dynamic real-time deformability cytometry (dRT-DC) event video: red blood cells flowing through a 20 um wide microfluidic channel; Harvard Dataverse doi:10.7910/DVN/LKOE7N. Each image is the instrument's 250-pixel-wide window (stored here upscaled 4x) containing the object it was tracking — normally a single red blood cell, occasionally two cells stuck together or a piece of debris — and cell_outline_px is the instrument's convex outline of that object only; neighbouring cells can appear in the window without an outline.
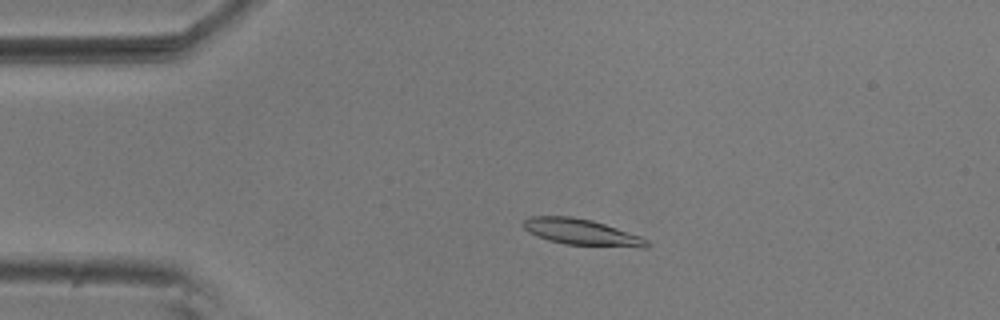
{"species": "common noctule bat (a hibernating species)", "species_latin": "Nyctalus noctula", "temperature_condition": "room temperature", "stored_images_in_passage": 52, "camera_frame_rate_fps": 3000, "um_per_image_px": 0.085, "animal": {"sex": "male", "body_mass_g": 20.5, "forearm_length_mm": 52.5}, "frame": {"image": 1, "passage_image": 11, "time_ms": 3.333, "image_size_px": [1000, 320], "cell_outline_px": [[652, 244], [648, 248], [640, 248], [564, 244], [548, 240], [536, 236], [528, 232], [520, 224], [528, 216], [572, 216], [592, 220], [640, 236], [648, 240]], "centroid_in_image_um": [49.43, 19.74], "position_along_channel_um": 35.6, "area_um2": 19.13}}
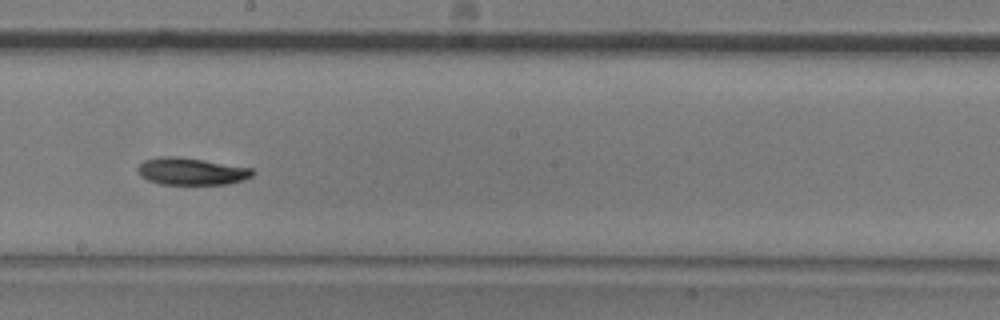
{"frame": {"image": 2, "passage_image": 30, "time_ms": 9.667, "image_size_px": [1000, 320], "cell_outline_px": [[256, 172], [252, 176], [244, 180], [228, 184], [160, 184], [148, 180], [140, 176], [136, 168], [144, 160], [160, 156], [176, 156], [204, 160], [252, 168]], "centroid_in_image_um": [16.27, 14.56], "position_along_channel_um": 231.9, "area_um2": 18.26}}
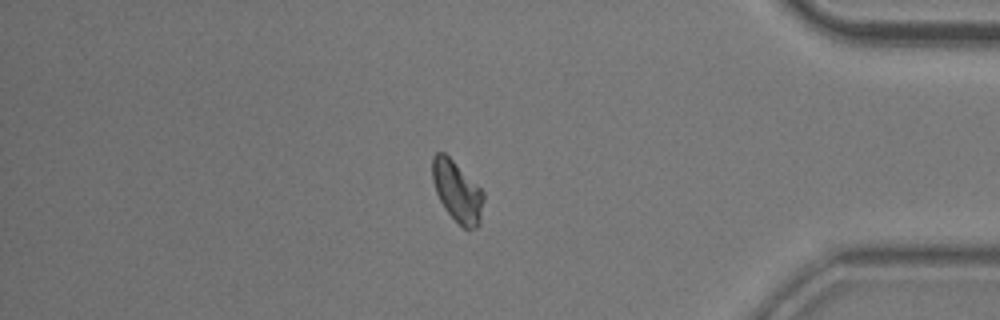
{"frame": {"image": 3, "passage_image": 46, "time_ms": 15.0, "image_size_px": [1000, 320], "cell_outline_px": [[484, 200], [480, 224], [476, 228], [468, 232], [444, 208], [436, 192], [432, 180], [432, 156], [436, 152], [444, 152], [484, 192]], "centroid_in_image_um": [38.87, 16.3], "position_along_channel_um": 396.3, "area_um2": 18.09}, "authors_computed_cell_mechanics": {"area_um2": 18.3226, "velocity_mm_per_s": 3.6732, "shape_relaxation_time_tau1_ms": 5.0785, "shape_relaxation_time_tau2_ms": null, "deformation_change_tau1": 0.1402, "deformation_change_tau2": null}}